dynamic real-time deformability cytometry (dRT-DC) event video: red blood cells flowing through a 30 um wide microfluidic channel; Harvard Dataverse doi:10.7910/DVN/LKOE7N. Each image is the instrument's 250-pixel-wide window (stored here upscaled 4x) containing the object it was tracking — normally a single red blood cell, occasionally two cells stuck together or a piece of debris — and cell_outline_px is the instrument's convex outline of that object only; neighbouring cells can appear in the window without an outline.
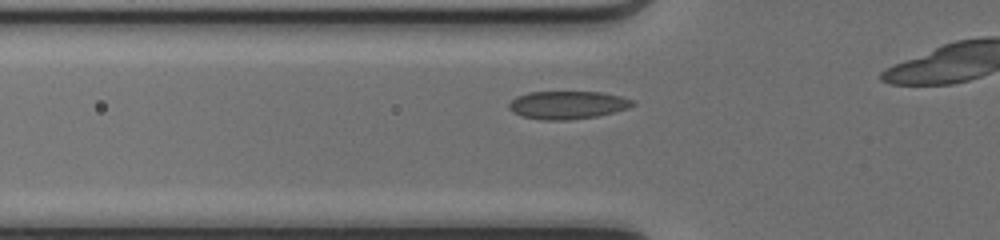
{"species": "common noctule bat (a hibernating species)", "species_latin": "Nyctalus noctula", "temperature_condition": "cold", "stored_images_in_passage": 22, "camera_frame_rate_fps": 3000, "um_per_image_px": 0.085, "animal": {"sex": "female", "body_mass_g": 17.0, "forearm_length_mm": 48.0}, "frame": {"image": 1, "passage_image": 8, "time_ms": 2.333, "image_size_px": [1000, 240], "cell_outline_px": [[636, 104], [628, 108], [596, 116], [568, 120], [544, 120], [520, 116], [512, 112], [508, 108], [508, 104], [516, 96], [528, 92], [600, 92], [620, 96], [636, 100]], "centroid_in_image_um": [48.22, 8.92], "position_along_channel_um": 77.6, "area_um2": 20.23}}
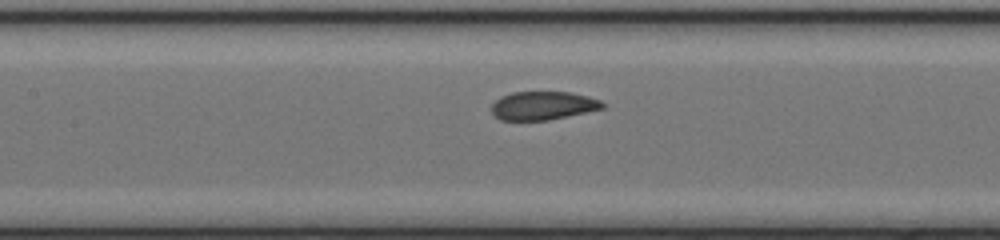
{"frame": {"image": 2, "passage_image": 14, "time_ms": 4.333, "image_size_px": [1000, 240], "cell_outline_px": [[608, 104], [604, 108], [548, 120], [500, 120], [492, 112], [492, 104], [500, 96], [512, 92], [572, 92], [588, 96], [600, 100]], "centroid_in_image_um": [46.18, 8.97], "position_along_channel_um": 161.2, "area_um2": 18.44}}
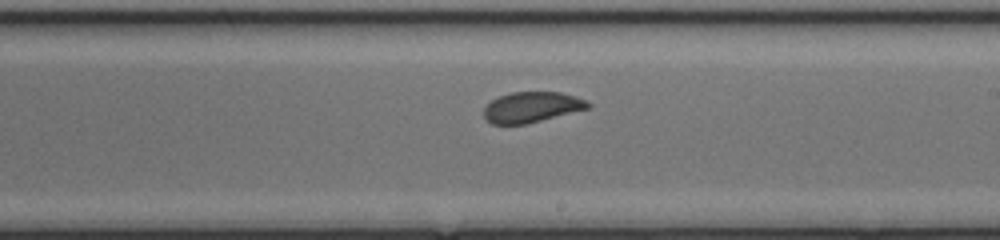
{"frame": {"image": 3, "passage_image": 20, "time_ms": 6.333, "image_size_px": [1000, 240], "cell_outline_px": [[592, 104], [588, 108], [528, 124], [492, 124], [484, 116], [484, 108], [492, 100], [500, 96], [512, 92], [560, 92], [588, 100]], "centroid_in_image_um": [45.22, 9.11], "position_along_channel_um": 243.8, "area_um2": 18.44}}